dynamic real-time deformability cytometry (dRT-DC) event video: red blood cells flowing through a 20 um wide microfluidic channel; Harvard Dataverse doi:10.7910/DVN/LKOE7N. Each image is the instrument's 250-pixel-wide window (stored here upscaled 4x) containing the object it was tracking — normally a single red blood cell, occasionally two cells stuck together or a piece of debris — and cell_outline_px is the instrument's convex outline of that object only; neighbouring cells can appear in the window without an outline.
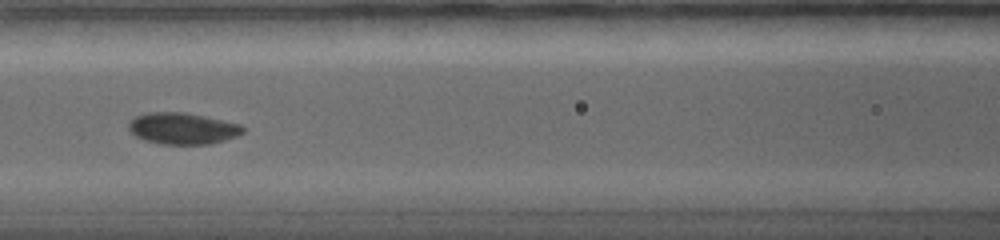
{"species": "common noctule bat (a hibernating species)", "species_latin": "Nyctalus noctula", "temperature_condition": "warm", "stored_images_in_passage": 17, "camera_frame_rate_fps": 5000, "um_per_image_px": 0.085, "animal": {"sex": "female", "body_mass_g": 19.0, "forearm_length_mm": 56.7}, "frame": {"image": 1, "passage_image": 7, "time_ms": 5.6, "image_size_px": [1000, 240], "cell_outline_px": [[244, 132], [236, 136], [224, 140], [208, 144], [160, 144], [144, 140], [136, 136], [128, 128], [128, 124], [136, 116], [148, 112], [184, 112], [204, 116], [240, 124], [244, 128]], "centroid_in_image_um": [15.51, 10.92], "position_along_channel_um": 151.1, "area_um2": 20.81}}
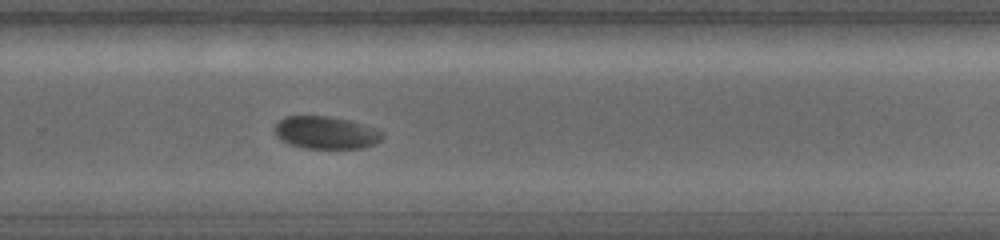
{"frame": {"image": 2, "passage_image": 12, "time_ms": 10.0, "image_size_px": [1000, 240], "cell_outline_px": [[384, 136], [376, 144], [360, 148], [304, 148], [288, 144], [280, 140], [276, 136], [276, 124], [284, 116], [328, 116], [352, 120], [376, 128], [384, 132]], "centroid_in_image_um": [27.73, 11.27], "position_along_channel_um": 302.1, "area_um2": 20.63}}
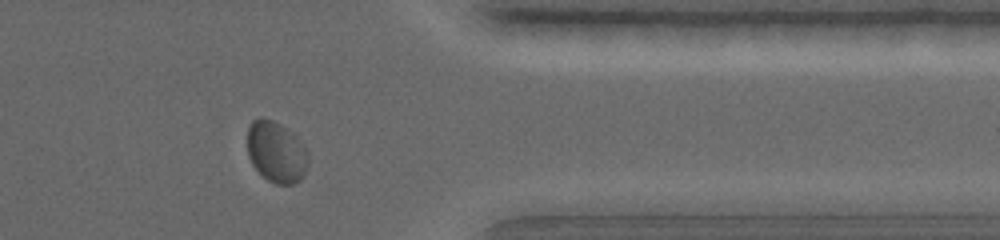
{"frame": {"image": 3, "passage_image": 15, "time_ms": 12.8, "image_size_px": [1000, 240], "cell_outline_px": [[308, 164], [304, 176], [300, 180], [292, 184], [276, 184], [268, 180], [252, 164], [248, 156], [248, 124], [252, 120], [260, 116], [272, 120], [296, 132], [308, 152]], "centroid_in_image_um": [23.51, 12.88], "position_along_channel_um": 387.9, "area_um2": 22.14}, "authors_computed_cell_mechanics": {"area_um2": 21.2126, "velocity_mm_per_s": 3.4351, "shape_relaxation_time_tau1_ms": 2.3357, "shape_relaxation_time_tau2_ms": null, "deformation_change_tau1": 0.0771, "deformation_change_tau2": null}}